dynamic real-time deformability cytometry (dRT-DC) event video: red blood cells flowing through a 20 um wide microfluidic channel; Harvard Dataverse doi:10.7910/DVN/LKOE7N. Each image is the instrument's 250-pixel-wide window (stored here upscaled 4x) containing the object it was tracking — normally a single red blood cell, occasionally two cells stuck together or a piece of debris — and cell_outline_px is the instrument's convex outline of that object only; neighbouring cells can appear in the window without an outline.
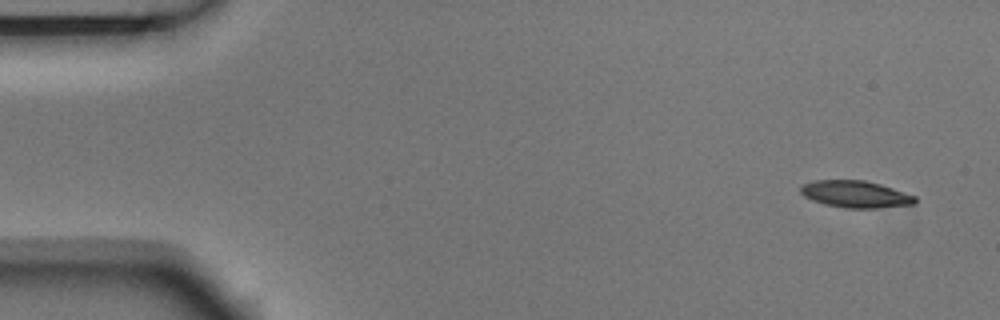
{"species": "Egyptian fruit bat (a non-hibernating species)", "species_latin": "Rousettus aegyptiacus", "temperature_condition": "room temperature", "stored_images_in_passage": 8, "camera_frame_rate_fps": 3000, "um_per_image_px": 0.085, "animal": {"sex": "male"}, "frame": {"image": 1, "passage_image": 1, "time_ms": 0.0, "image_size_px": [1000, 320], "cell_outline_px": [[916, 204], [876, 208], [844, 208], [824, 204], [812, 200], [804, 196], [800, 192], [800, 188], [804, 184], [816, 180], [864, 180], [880, 184], [916, 196]], "centroid_in_image_um": [72.72, 16.51], "position_along_channel_um": 12.3, "area_um2": 17.92}}
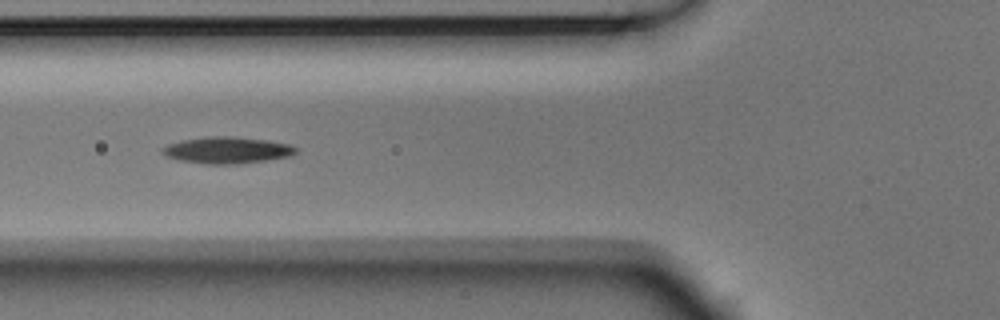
{"frame": {"image": 2, "passage_image": 6, "time_ms": 1.667, "image_size_px": [1000, 320], "cell_outline_px": [[296, 152], [292, 156], [240, 164], [208, 164], [180, 160], [168, 156], [160, 152], [160, 148], [168, 144], [184, 140], [204, 136], [236, 136], [268, 140], [288, 144], [296, 148]], "centroid_in_image_um": [19.3, 12.76], "position_along_channel_um": 106.5, "area_um2": 20.75}}
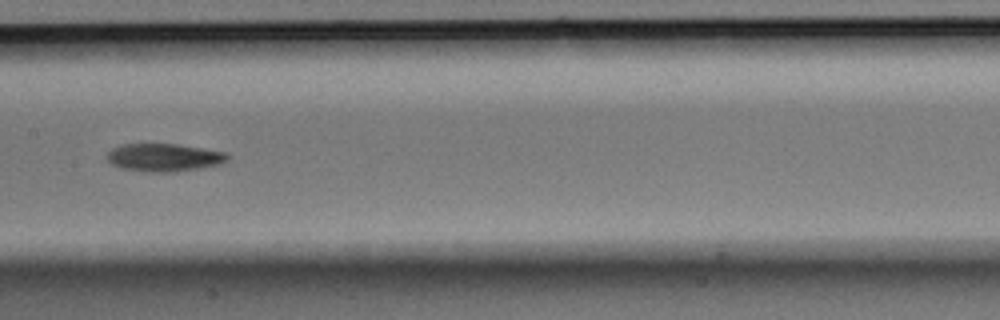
{"frame": {"image": 3, "passage_image": 8, "time_ms": 2.333, "image_size_px": [1000, 320], "cell_outline_px": [[228, 160], [220, 164], [200, 168], [176, 172], [148, 172], [120, 168], [112, 164], [108, 160], [108, 152], [112, 148], [120, 144], [176, 144], [228, 152]], "centroid_in_image_um": [13.95, 13.39], "position_along_channel_um": 193.4, "area_um2": 19.65}}